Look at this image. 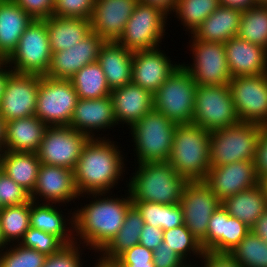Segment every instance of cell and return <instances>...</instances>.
<instances>
[{
  "label": "cell",
  "instance_id": "obj_56",
  "mask_svg": "<svg viewBox=\"0 0 267 267\" xmlns=\"http://www.w3.org/2000/svg\"><path fill=\"white\" fill-rule=\"evenodd\" d=\"M222 5L232 6L239 9H246L255 5L254 0H220Z\"/></svg>",
  "mask_w": 267,
  "mask_h": 267
},
{
  "label": "cell",
  "instance_id": "obj_1",
  "mask_svg": "<svg viewBox=\"0 0 267 267\" xmlns=\"http://www.w3.org/2000/svg\"><path fill=\"white\" fill-rule=\"evenodd\" d=\"M125 195L112 192L88 193L80 195L89 203L74 207L75 243L82 244L89 251L99 253L118 233L123 225L127 211L132 205L127 187ZM113 195V196H112ZM115 196V198H114ZM91 198V199H90Z\"/></svg>",
  "mask_w": 267,
  "mask_h": 267
},
{
  "label": "cell",
  "instance_id": "obj_41",
  "mask_svg": "<svg viewBox=\"0 0 267 267\" xmlns=\"http://www.w3.org/2000/svg\"><path fill=\"white\" fill-rule=\"evenodd\" d=\"M229 254L242 267H267V243L252 231Z\"/></svg>",
  "mask_w": 267,
  "mask_h": 267
},
{
  "label": "cell",
  "instance_id": "obj_40",
  "mask_svg": "<svg viewBox=\"0 0 267 267\" xmlns=\"http://www.w3.org/2000/svg\"><path fill=\"white\" fill-rule=\"evenodd\" d=\"M163 242L181 256L188 264H196V260L201 259L204 252L201 243L192 235L184 224L163 231ZM191 257L193 261L190 259Z\"/></svg>",
  "mask_w": 267,
  "mask_h": 267
},
{
  "label": "cell",
  "instance_id": "obj_11",
  "mask_svg": "<svg viewBox=\"0 0 267 267\" xmlns=\"http://www.w3.org/2000/svg\"><path fill=\"white\" fill-rule=\"evenodd\" d=\"M78 99L70 79L40 75L35 116L48 126H69Z\"/></svg>",
  "mask_w": 267,
  "mask_h": 267
},
{
  "label": "cell",
  "instance_id": "obj_34",
  "mask_svg": "<svg viewBox=\"0 0 267 267\" xmlns=\"http://www.w3.org/2000/svg\"><path fill=\"white\" fill-rule=\"evenodd\" d=\"M144 220L138 209L132 204L118 233L97 254L104 260H115L125 250L139 244Z\"/></svg>",
  "mask_w": 267,
  "mask_h": 267
},
{
  "label": "cell",
  "instance_id": "obj_19",
  "mask_svg": "<svg viewBox=\"0 0 267 267\" xmlns=\"http://www.w3.org/2000/svg\"><path fill=\"white\" fill-rule=\"evenodd\" d=\"M105 41L91 31L68 50L52 53L50 66L44 76L54 79H71L85 65L98 62L101 46Z\"/></svg>",
  "mask_w": 267,
  "mask_h": 267
},
{
  "label": "cell",
  "instance_id": "obj_21",
  "mask_svg": "<svg viewBox=\"0 0 267 267\" xmlns=\"http://www.w3.org/2000/svg\"><path fill=\"white\" fill-rule=\"evenodd\" d=\"M171 59L161 46L133 52L132 83L154 94L181 63Z\"/></svg>",
  "mask_w": 267,
  "mask_h": 267
},
{
  "label": "cell",
  "instance_id": "obj_63",
  "mask_svg": "<svg viewBox=\"0 0 267 267\" xmlns=\"http://www.w3.org/2000/svg\"><path fill=\"white\" fill-rule=\"evenodd\" d=\"M3 152H4V149L0 146V167H1V161H2Z\"/></svg>",
  "mask_w": 267,
  "mask_h": 267
},
{
  "label": "cell",
  "instance_id": "obj_35",
  "mask_svg": "<svg viewBox=\"0 0 267 267\" xmlns=\"http://www.w3.org/2000/svg\"><path fill=\"white\" fill-rule=\"evenodd\" d=\"M78 98L96 99L109 96L111 90L98 62L85 65L71 79Z\"/></svg>",
  "mask_w": 267,
  "mask_h": 267
},
{
  "label": "cell",
  "instance_id": "obj_27",
  "mask_svg": "<svg viewBox=\"0 0 267 267\" xmlns=\"http://www.w3.org/2000/svg\"><path fill=\"white\" fill-rule=\"evenodd\" d=\"M243 10L220 5L191 34L199 41L226 43L232 37L238 36Z\"/></svg>",
  "mask_w": 267,
  "mask_h": 267
},
{
  "label": "cell",
  "instance_id": "obj_36",
  "mask_svg": "<svg viewBox=\"0 0 267 267\" xmlns=\"http://www.w3.org/2000/svg\"><path fill=\"white\" fill-rule=\"evenodd\" d=\"M143 217L144 223L161 228L163 231L184 224L183 210L180 204H161L132 201Z\"/></svg>",
  "mask_w": 267,
  "mask_h": 267
},
{
  "label": "cell",
  "instance_id": "obj_6",
  "mask_svg": "<svg viewBox=\"0 0 267 267\" xmlns=\"http://www.w3.org/2000/svg\"><path fill=\"white\" fill-rule=\"evenodd\" d=\"M263 126L238 122L227 128L210 132V167H219L233 162L254 161Z\"/></svg>",
  "mask_w": 267,
  "mask_h": 267
},
{
  "label": "cell",
  "instance_id": "obj_30",
  "mask_svg": "<svg viewBox=\"0 0 267 267\" xmlns=\"http://www.w3.org/2000/svg\"><path fill=\"white\" fill-rule=\"evenodd\" d=\"M48 127L35 115L5 122V151L37 152Z\"/></svg>",
  "mask_w": 267,
  "mask_h": 267
},
{
  "label": "cell",
  "instance_id": "obj_14",
  "mask_svg": "<svg viewBox=\"0 0 267 267\" xmlns=\"http://www.w3.org/2000/svg\"><path fill=\"white\" fill-rule=\"evenodd\" d=\"M89 139L70 126H49L36 153L42 164L74 170Z\"/></svg>",
  "mask_w": 267,
  "mask_h": 267
},
{
  "label": "cell",
  "instance_id": "obj_52",
  "mask_svg": "<svg viewBox=\"0 0 267 267\" xmlns=\"http://www.w3.org/2000/svg\"><path fill=\"white\" fill-rule=\"evenodd\" d=\"M163 242V230L152 225L144 224L140 233L139 244L154 251Z\"/></svg>",
  "mask_w": 267,
  "mask_h": 267
},
{
  "label": "cell",
  "instance_id": "obj_48",
  "mask_svg": "<svg viewBox=\"0 0 267 267\" xmlns=\"http://www.w3.org/2000/svg\"><path fill=\"white\" fill-rule=\"evenodd\" d=\"M33 19H46L52 16L55 0H14Z\"/></svg>",
  "mask_w": 267,
  "mask_h": 267
},
{
  "label": "cell",
  "instance_id": "obj_10",
  "mask_svg": "<svg viewBox=\"0 0 267 267\" xmlns=\"http://www.w3.org/2000/svg\"><path fill=\"white\" fill-rule=\"evenodd\" d=\"M51 57L46 19H33L7 63L13 72L43 76L48 71Z\"/></svg>",
  "mask_w": 267,
  "mask_h": 267
},
{
  "label": "cell",
  "instance_id": "obj_54",
  "mask_svg": "<svg viewBox=\"0 0 267 267\" xmlns=\"http://www.w3.org/2000/svg\"><path fill=\"white\" fill-rule=\"evenodd\" d=\"M250 230L267 243V209L262 213Z\"/></svg>",
  "mask_w": 267,
  "mask_h": 267
},
{
  "label": "cell",
  "instance_id": "obj_5",
  "mask_svg": "<svg viewBox=\"0 0 267 267\" xmlns=\"http://www.w3.org/2000/svg\"><path fill=\"white\" fill-rule=\"evenodd\" d=\"M177 125L153 108L128 128L136 153L135 164L168 161Z\"/></svg>",
  "mask_w": 267,
  "mask_h": 267
},
{
  "label": "cell",
  "instance_id": "obj_62",
  "mask_svg": "<svg viewBox=\"0 0 267 267\" xmlns=\"http://www.w3.org/2000/svg\"><path fill=\"white\" fill-rule=\"evenodd\" d=\"M255 4H267V0H254Z\"/></svg>",
  "mask_w": 267,
  "mask_h": 267
},
{
  "label": "cell",
  "instance_id": "obj_24",
  "mask_svg": "<svg viewBox=\"0 0 267 267\" xmlns=\"http://www.w3.org/2000/svg\"><path fill=\"white\" fill-rule=\"evenodd\" d=\"M114 117L117 125L130 128L154 108V96L132 82L111 90Z\"/></svg>",
  "mask_w": 267,
  "mask_h": 267
},
{
  "label": "cell",
  "instance_id": "obj_16",
  "mask_svg": "<svg viewBox=\"0 0 267 267\" xmlns=\"http://www.w3.org/2000/svg\"><path fill=\"white\" fill-rule=\"evenodd\" d=\"M40 75L11 72L0 100L5 122L35 115Z\"/></svg>",
  "mask_w": 267,
  "mask_h": 267
},
{
  "label": "cell",
  "instance_id": "obj_42",
  "mask_svg": "<svg viewBox=\"0 0 267 267\" xmlns=\"http://www.w3.org/2000/svg\"><path fill=\"white\" fill-rule=\"evenodd\" d=\"M47 256L19 243L0 251V267H43Z\"/></svg>",
  "mask_w": 267,
  "mask_h": 267
},
{
  "label": "cell",
  "instance_id": "obj_58",
  "mask_svg": "<svg viewBox=\"0 0 267 267\" xmlns=\"http://www.w3.org/2000/svg\"><path fill=\"white\" fill-rule=\"evenodd\" d=\"M0 146L5 151V121L0 115Z\"/></svg>",
  "mask_w": 267,
  "mask_h": 267
},
{
  "label": "cell",
  "instance_id": "obj_55",
  "mask_svg": "<svg viewBox=\"0 0 267 267\" xmlns=\"http://www.w3.org/2000/svg\"><path fill=\"white\" fill-rule=\"evenodd\" d=\"M12 69L7 63V60L0 59V100L4 93L5 84Z\"/></svg>",
  "mask_w": 267,
  "mask_h": 267
},
{
  "label": "cell",
  "instance_id": "obj_45",
  "mask_svg": "<svg viewBox=\"0 0 267 267\" xmlns=\"http://www.w3.org/2000/svg\"><path fill=\"white\" fill-rule=\"evenodd\" d=\"M30 201V193L5 174L0 167V208Z\"/></svg>",
  "mask_w": 267,
  "mask_h": 267
},
{
  "label": "cell",
  "instance_id": "obj_20",
  "mask_svg": "<svg viewBox=\"0 0 267 267\" xmlns=\"http://www.w3.org/2000/svg\"><path fill=\"white\" fill-rule=\"evenodd\" d=\"M204 182L220 201L241 191L255 187L259 178L255 162L243 160L219 167H210Z\"/></svg>",
  "mask_w": 267,
  "mask_h": 267
},
{
  "label": "cell",
  "instance_id": "obj_43",
  "mask_svg": "<svg viewBox=\"0 0 267 267\" xmlns=\"http://www.w3.org/2000/svg\"><path fill=\"white\" fill-rule=\"evenodd\" d=\"M19 244L37 250L46 256L57 253L65 244L54 234L33 227L25 232Z\"/></svg>",
  "mask_w": 267,
  "mask_h": 267
},
{
  "label": "cell",
  "instance_id": "obj_2",
  "mask_svg": "<svg viewBox=\"0 0 267 267\" xmlns=\"http://www.w3.org/2000/svg\"><path fill=\"white\" fill-rule=\"evenodd\" d=\"M111 139H89L83 147L73 170L80 195L112 191L114 193V187L118 188L120 181L128 179L124 177V174L128 175L126 168H129L125 164L128 161L123 152L125 150L121 149V144L118 145L117 141Z\"/></svg>",
  "mask_w": 267,
  "mask_h": 267
},
{
  "label": "cell",
  "instance_id": "obj_12",
  "mask_svg": "<svg viewBox=\"0 0 267 267\" xmlns=\"http://www.w3.org/2000/svg\"><path fill=\"white\" fill-rule=\"evenodd\" d=\"M186 48L192 63L181 62L199 86L226 85L232 79L225 54L224 43L205 42L192 38ZM188 63V64H186Z\"/></svg>",
  "mask_w": 267,
  "mask_h": 267
},
{
  "label": "cell",
  "instance_id": "obj_22",
  "mask_svg": "<svg viewBox=\"0 0 267 267\" xmlns=\"http://www.w3.org/2000/svg\"><path fill=\"white\" fill-rule=\"evenodd\" d=\"M138 0H95L91 29L104 41H115L123 35Z\"/></svg>",
  "mask_w": 267,
  "mask_h": 267
},
{
  "label": "cell",
  "instance_id": "obj_25",
  "mask_svg": "<svg viewBox=\"0 0 267 267\" xmlns=\"http://www.w3.org/2000/svg\"><path fill=\"white\" fill-rule=\"evenodd\" d=\"M225 54L232 78L267 73V50L238 36L229 39Z\"/></svg>",
  "mask_w": 267,
  "mask_h": 267
},
{
  "label": "cell",
  "instance_id": "obj_32",
  "mask_svg": "<svg viewBox=\"0 0 267 267\" xmlns=\"http://www.w3.org/2000/svg\"><path fill=\"white\" fill-rule=\"evenodd\" d=\"M221 205L231 217L237 218L252 228L267 209V199L258 184L255 187L225 198L221 201Z\"/></svg>",
  "mask_w": 267,
  "mask_h": 267
},
{
  "label": "cell",
  "instance_id": "obj_61",
  "mask_svg": "<svg viewBox=\"0 0 267 267\" xmlns=\"http://www.w3.org/2000/svg\"><path fill=\"white\" fill-rule=\"evenodd\" d=\"M6 246L8 245L4 242V239L1 233V226H0V251H2Z\"/></svg>",
  "mask_w": 267,
  "mask_h": 267
},
{
  "label": "cell",
  "instance_id": "obj_51",
  "mask_svg": "<svg viewBox=\"0 0 267 267\" xmlns=\"http://www.w3.org/2000/svg\"><path fill=\"white\" fill-rule=\"evenodd\" d=\"M254 162L258 178L267 175V126L261 129Z\"/></svg>",
  "mask_w": 267,
  "mask_h": 267
},
{
  "label": "cell",
  "instance_id": "obj_3",
  "mask_svg": "<svg viewBox=\"0 0 267 267\" xmlns=\"http://www.w3.org/2000/svg\"><path fill=\"white\" fill-rule=\"evenodd\" d=\"M126 180L132 201L179 204L187 180L167 162H146L134 166Z\"/></svg>",
  "mask_w": 267,
  "mask_h": 267
},
{
  "label": "cell",
  "instance_id": "obj_23",
  "mask_svg": "<svg viewBox=\"0 0 267 267\" xmlns=\"http://www.w3.org/2000/svg\"><path fill=\"white\" fill-rule=\"evenodd\" d=\"M250 231V227L231 217L220 205L209 220L206 239L201 247L204 252L229 253Z\"/></svg>",
  "mask_w": 267,
  "mask_h": 267
},
{
  "label": "cell",
  "instance_id": "obj_8",
  "mask_svg": "<svg viewBox=\"0 0 267 267\" xmlns=\"http://www.w3.org/2000/svg\"><path fill=\"white\" fill-rule=\"evenodd\" d=\"M240 122L230 87L226 85L199 86L195 91L192 124L209 132Z\"/></svg>",
  "mask_w": 267,
  "mask_h": 267
},
{
  "label": "cell",
  "instance_id": "obj_39",
  "mask_svg": "<svg viewBox=\"0 0 267 267\" xmlns=\"http://www.w3.org/2000/svg\"><path fill=\"white\" fill-rule=\"evenodd\" d=\"M220 0H177L175 12L171 14L191 35L196 28L219 6Z\"/></svg>",
  "mask_w": 267,
  "mask_h": 267
},
{
  "label": "cell",
  "instance_id": "obj_17",
  "mask_svg": "<svg viewBox=\"0 0 267 267\" xmlns=\"http://www.w3.org/2000/svg\"><path fill=\"white\" fill-rule=\"evenodd\" d=\"M30 197L33 202L68 204V206L75 203L76 205L75 200L79 202L80 194L75 184L73 170L41 163L36 184Z\"/></svg>",
  "mask_w": 267,
  "mask_h": 267
},
{
  "label": "cell",
  "instance_id": "obj_28",
  "mask_svg": "<svg viewBox=\"0 0 267 267\" xmlns=\"http://www.w3.org/2000/svg\"><path fill=\"white\" fill-rule=\"evenodd\" d=\"M33 18L14 0H0V59L7 60Z\"/></svg>",
  "mask_w": 267,
  "mask_h": 267
},
{
  "label": "cell",
  "instance_id": "obj_4",
  "mask_svg": "<svg viewBox=\"0 0 267 267\" xmlns=\"http://www.w3.org/2000/svg\"><path fill=\"white\" fill-rule=\"evenodd\" d=\"M210 155V132L193 124L177 125L168 163L187 181H204Z\"/></svg>",
  "mask_w": 267,
  "mask_h": 267
},
{
  "label": "cell",
  "instance_id": "obj_33",
  "mask_svg": "<svg viewBox=\"0 0 267 267\" xmlns=\"http://www.w3.org/2000/svg\"><path fill=\"white\" fill-rule=\"evenodd\" d=\"M40 165L36 152L4 151L1 170L31 194Z\"/></svg>",
  "mask_w": 267,
  "mask_h": 267
},
{
  "label": "cell",
  "instance_id": "obj_64",
  "mask_svg": "<svg viewBox=\"0 0 267 267\" xmlns=\"http://www.w3.org/2000/svg\"><path fill=\"white\" fill-rule=\"evenodd\" d=\"M186 267H198L196 264H188Z\"/></svg>",
  "mask_w": 267,
  "mask_h": 267
},
{
  "label": "cell",
  "instance_id": "obj_13",
  "mask_svg": "<svg viewBox=\"0 0 267 267\" xmlns=\"http://www.w3.org/2000/svg\"><path fill=\"white\" fill-rule=\"evenodd\" d=\"M228 85L239 120L267 126V73L234 77Z\"/></svg>",
  "mask_w": 267,
  "mask_h": 267
},
{
  "label": "cell",
  "instance_id": "obj_38",
  "mask_svg": "<svg viewBox=\"0 0 267 267\" xmlns=\"http://www.w3.org/2000/svg\"><path fill=\"white\" fill-rule=\"evenodd\" d=\"M238 37L267 50V4L243 10Z\"/></svg>",
  "mask_w": 267,
  "mask_h": 267
},
{
  "label": "cell",
  "instance_id": "obj_9",
  "mask_svg": "<svg viewBox=\"0 0 267 267\" xmlns=\"http://www.w3.org/2000/svg\"><path fill=\"white\" fill-rule=\"evenodd\" d=\"M168 20L160 9L138 2L117 42L131 52L158 48L168 34Z\"/></svg>",
  "mask_w": 267,
  "mask_h": 267
},
{
  "label": "cell",
  "instance_id": "obj_18",
  "mask_svg": "<svg viewBox=\"0 0 267 267\" xmlns=\"http://www.w3.org/2000/svg\"><path fill=\"white\" fill-rule=\"evenodd\" d=\"M69 126L90 139L112 138L109 134H104L108 137L103 135L107 129L119 128L114 117L111 95L92 100L79 98ZM101 131L103 133L100 135Z\"/></svg>",
  "mask_w": 267,
  "mask_h": 267
},
{
  "label": "cell",
  "instance_id": "obj_26",
  "mask_svg": "<svg viewBox=\"0 0 267 267\" xmlns=\"http://www.w3.org/2000/svg\"><path fill=\"white\" fill-rule=\"evenodd\" d=\"M61 206L66 205L39 203L31 200L30 227L54 234L65 245H70L75 243L74 211H72L74 208L68 209L66 213L60 208Z\"/></svg>",
  "mask_w": 267,
  "mask_h": 267
},
{
  "label": "cell",
  "instance_id": "obj_37",
  "mask_svg": "<svg viewBox=\"0 0 267 267\" xmlns=\"http://www.w3.org/2000/svg\"><path fill=\"white\" fill-rule=\"evenodd\" d=\"M0 226L7 245L19 243L30 227V202L0 208Z\"/></svg>",
  "mask_w": 267,
  "mask_h": 267
},
{
  "label": "cell",
  "instance_id": "obj_44",
  "mask_svg": "<svg viewBox=\"0 0 267 267\" xmlns=\"http://www.w3.org/2000/svg\"><path fill=\"white\" fill-rule=\"evenodd\" d=\"M81 246V247H80ZM84 246L73 243L63 246L57 253L47 256L43 267H83L84 263Z\"/></svg>",
  "mask_w": 267,
  "mask_h": 267
},
{
  "label": "cell",
  "instance_id": "obj_47",
  "mask_svg": "<svg viewBox=\"0 0 267 267\" xmlns=\"http://www.w3.org/2000/svg\"><path fill=\"white\" fill-rule=\"evenodd\" d=\"M154 267H186L188 263L173 249L162 242L153 251Z\"/></svg>",
  "mask_w": 267,
  "mask_h": 267
},
{
  "label": "cell",
  "instance_id": "obj_59",
  "mask_svg": "<svg viewBox=\"0 0 267 267\" xmlns=\"http://www.w3.org/2000/svg\"><path fill=\"white\" fill-rule=\"evenodd\" d=\"M258 184L262 188V191L264 193V196L267 199V175H264L261 178H259V183Z\"/></svg>",
  "mask_w": 267,
  "mask_h": 267
},
{
  "label": "cell",
  "instance_id": "obj_50",
  "mask_svg": "<svg viewBox=\"0 0 267 267\" xmlns=\"http://www.w3.org/2000/svg\"><path fill=\"white\" fill-rule=\"evenodd\" d=\"M196 265L198 267H242L229 253L213 251L203 252L201 259L197 261Z\"/></svg>",
  "mask_w": 267,
  "mask_h": 267
},
{
  "label": "cell",
  "instance_id": "obj_46",
  "mask_svg": "<svg viewBox=\"0 0 267 267\" xmlns=\"http://www.w3.org/2000/svg\"><path fill=\"white\" fill-rule=\"evenodd\" d=\"M95 0H55L52 15L91 19Z\"/></svg>",
  "mask_w": 267,
  "mask_h": 267
},
{
  "label": "cell",
  "instance_id": "obj_29",
  "mask_svg": "<svg viewBox=\"0 0 267 267\" xmlns=\"http://www.w3.org/2000/svg\"><path fill=\"white\" fill-rule=\"evenodd\" d=\"M98 63L110 90L132 82L133 52L118 42L105 41L99 51Z\"/></svg>",
  "mask_w": 267,
  "mask_h": 267
},
{
  "label": "cell",
  "instance_id": "obj_57",
  "mask_svg": "<svg viewBox=\"0 0 267 267\" xmlns=\"http://www.w3.org/2000/svg\"><path fill=\"white\" fill-rule=\"evenodd\" d=\"M95 257H97V260H96V258H93V259H95L94 262L96 261V263H94L92 265L93 267H116V261L115 260L107 261V260L102 259L100 257V255L97 256V254ZM89 266L90 265H88V267Z\"/></svg>",
  "mask_w": 267,
  "mask_h": 267
},
{
  "label": "cell",
  "instance_id": "obj_53",
  "mask_svg": "<svg viewBox=\"0 0 267 267\" xmlns=\"http://www.w3.org/2000/svg\"><path fill=\"white\" fill-rule=\"evenodd\" d=\"M176 1L177 0H138L140 3L160 9L169 18H172L170 17L171 13L173 14L175 12Z\"/></svg>",
  "mask_w": 267,
  "mask_h": 267
},
{
  "label": "cell",
  "instance_id": "obj_49",
  "mask_svg": "<svg viewBox=\"0 0 267 267\" xmlns=\"http://www.w3.org/2000/svg\"><path fill=\"white\" fill-rule=\"evenodd\" d=\"M115 261L118 264H141L153 262V251L141 244H136L132 248L121 253Z\"/></svg>",
  "mask_w": 267,
  "mask_h": 267
},
{
  "label": "cell",
  "instance_id": "obj_31",
  "mask_svg": "<svg viewBox=\"0 0 267 267\" xmlns=\"http://www.w3.org/2000/svg\"><path fill=\"white\" fill-rule=\"evenodd\" d=\"M46 28L52 53L68 50L92 31L90 19L53 15L46 18Z\"/></svg>",
  "mask_w": 267,
  "mask_h": 267
},
{
  "label": "cell",
  "instance_id": "obj_15",
  "mask_svg": "<svg viewBox=\"0 0 267 267\" xmlns=\"http://www.w3.org/2000/svg\"><path fill=\"white\" fill-rule=\"evenodd\" d=\"M179 204L184 225L202 243L206 239L209 220L221 201L204 181H188Z\"/></svg>",
  "mask_w": 267,
  "mask_h": 267
},
{
  "label": "cell",
  "instance_id": "obj_7",
  "mask_svg": "<svg viewBox=\"0 0 267 267\" xmlns=\"http://www.w3.org/2000/svg\"><path fill=\"white\" fill-rule=\"evenodd\" d=\"M197 84L180 64L153 94L154 109L174 123L192 124Z\"/></svg>",
  "mask_w": 267,
  "mask_h": 267
},
{
  "label": "cell",
  "instance_id": "obj_65",
  "mask_svg": "<svg viewBox=\"0 0 267 267\" xmlns=\"http://www.w3.org/2000/svg\"><path fill=\"white\" fill-rule=\"evenodd\" d=\"M116 267H123V266H121L120 264H118V263L116 262Z\"/></svg>",
  "mask_w": 267,
  "mask_h": 267
},
{
  "label": "cell",
  "instance_id": "obj_60",
  "mask_svg": "<svg viewBox=\"0 0 267 267\" xmlns=\"http://www.w3.org/2000/svg\"><path fill=\"white\" fill-rule=\"evenodd\" d=\"M123 267H154V262H147L141 264H120Z\"/></svg>",
  "mask_w": 267,
  "mask_h": 267
}]
</instances>
